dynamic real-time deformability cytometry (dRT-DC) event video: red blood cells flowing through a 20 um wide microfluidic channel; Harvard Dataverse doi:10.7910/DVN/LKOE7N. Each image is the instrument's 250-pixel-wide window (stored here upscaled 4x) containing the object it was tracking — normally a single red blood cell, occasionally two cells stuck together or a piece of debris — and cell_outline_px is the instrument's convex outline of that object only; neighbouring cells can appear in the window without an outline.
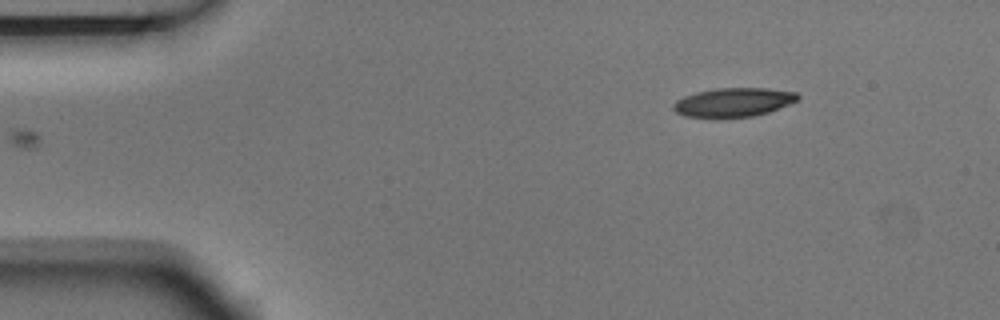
{"species": "Egyptian fruit bat (a non-hibernating species)", "species_latin": "Rousettus aegyptiacus", "temperature_condition": "room temperature", "stored_images_in_passage": 6, "segment_of_instrument_passage": [2, 2], "camera_frame_rate_fps": 3000, "um_per_image_px": 0.085, "animal": {"sex": "male"}, "frame": {"image": 1, "passage_image": 6, "time_ms": 1.667, "image_size_px": [1000, 320], "cell_outline_px": [[800, 96], [796, 100], [788, 104], [768, 112], [752, 116], [716, 120], [684, 116], [676, 112], [672, 108], [672, 104], [676, 100], [684, 96], [696, 92], [716, 88], [768, 88], [796, 92]], "centroid_in_image_um": [62.26, 8.72], "position_along_channel_um": 22.7, "area_um2": 21.5}}